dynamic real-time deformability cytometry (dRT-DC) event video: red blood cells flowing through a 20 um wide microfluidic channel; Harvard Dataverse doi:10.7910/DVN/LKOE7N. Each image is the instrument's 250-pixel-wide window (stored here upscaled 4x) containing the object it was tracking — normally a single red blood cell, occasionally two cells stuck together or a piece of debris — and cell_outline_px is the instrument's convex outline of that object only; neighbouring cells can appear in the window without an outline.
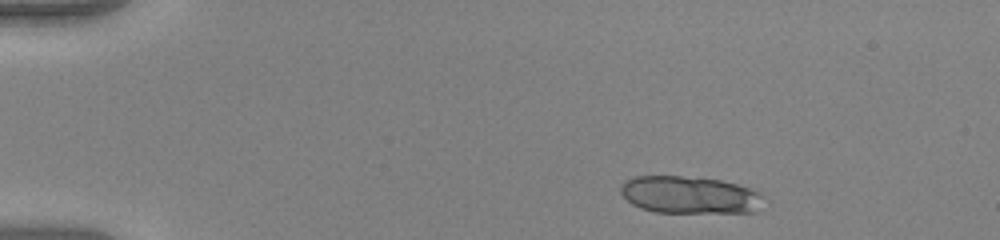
{"species": "human", "species_latin": "Homo sapiens", "temperature_condition": "warm", "stored_images_in_passage": 44, "camera_frame_rate_fps": 3000, "um_per_image_px": 0.085, "donor": {"sex": "female"}, "frame": {"image": 1, "passage_image": 1, "time_ms": 0.0, "image_size_px": [1000, 240], "cell_outline_px": [[764, 196], [756, 212], [656, 212], [640, 208], [632, 204], [620, 192], [620, 188], [624, 180], [636, 176], [680, 176], [720, 180], [736, 184], [760, 192]], "centroid_in_image_um": [58.59, 16.57], "position_along_channel_um": 26.4, "area_um2": 30.92}}
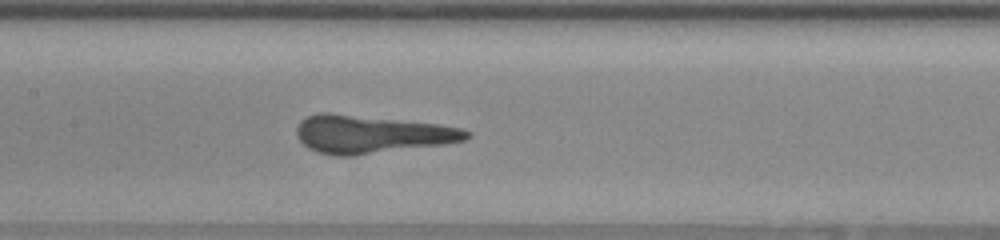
{"frame": {"image": 2, "passage_image": 19, "time_ms": 6.0, "image_size_px": [1000, 240], "cell_outline_px": [[472, 136], [464, 140], [444, 144], [352, 156], [332, 156], [316, 152], [308, 148], [296, 136], [296, 128], [300, 120], [308, 116], [320, 112], [328, 112], [436, 124], [464, 128]], "centroid_in_image_um": [31.51, 11.42], "position_along_channel_um": 175.9, "area_um2": 37.57}}
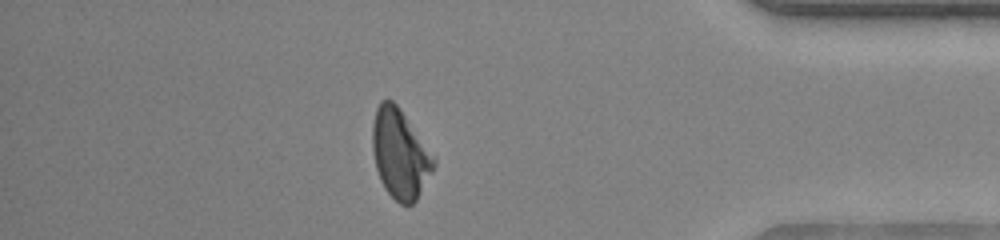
{"frame": {"image": 3, "passage_image": 38, "time_ms": 12.333, "image_size_px": [1000, 240], "cell_outline_px": [[436, 164], [432, 172], [416, 200], [412, 204], [400, 204], [384, 188], [380, 180], [376, 168], [372, 152], [372, 124], [376, 108], [380, 100], [392, 100], [400, 108], [436, 156]], "centroid_in_image_um": [34.01, 13.05], "position_along_channel_um": 401.2, "area_um2": 32.14}}